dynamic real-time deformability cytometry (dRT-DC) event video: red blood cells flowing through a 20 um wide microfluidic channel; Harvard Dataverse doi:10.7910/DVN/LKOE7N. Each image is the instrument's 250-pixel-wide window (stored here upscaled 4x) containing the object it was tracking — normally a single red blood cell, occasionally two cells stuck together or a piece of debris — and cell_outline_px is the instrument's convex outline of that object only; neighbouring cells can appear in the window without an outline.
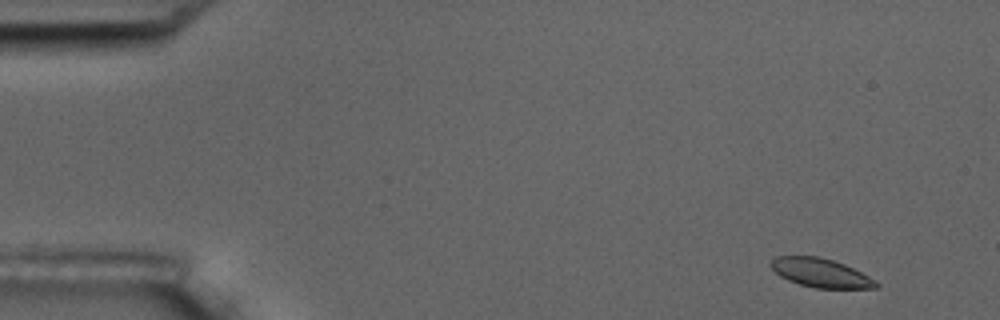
{"species": "common noctule bat (a hibernating species)", "species_latin": "Nyctalus noctula", "temperature_condition": "room temperature", "stored_images_in_passage": 6, "camera_frame_rate_fps": 3000, "um_per_image_px": 0.085, "animal": {"sex": "male", "body_mass_g": 17.5, "forearm_length_mm": 52.3}, "frame": {"image": 1, "passage_image": 1, "time_ms": 0.0, "image_size_px": [1000, 320], "cell_outline_px": [[880, 284], [876, 288], [816, 288], [800, 284], [788, 280], [780, 276], [768, 264], [776, 256], [820, 256], [844, 264], [876, 280]], "centroid_in_image_um": [69.75, 23.19], "position_along_channel_um": 15.3, "area_um2": 17.57}}
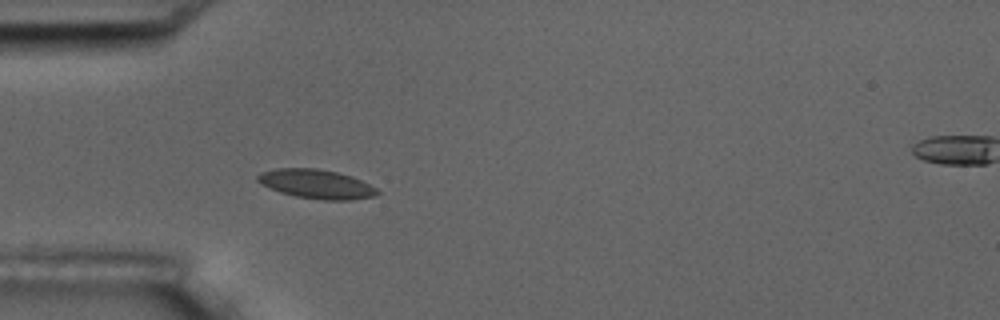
{"frame": {"image": 2, "passage_image": 5, "time_ms": 4.333, "image_size_px": [1000, 320], "cell_outline_px": [[380, 192], [376, 196], [352, 200], [324, 200], [296, 196], [280, 192], [260, 184], [256, 180], [256, 176], [260, 172], [276, 168], [316, 168], [336, 172], [352, 176], [376, 188]], "centroid_in_image_um": [26.87, 15.64], "position_along_channel_um": 58.1, "area_um2": 20.35}}